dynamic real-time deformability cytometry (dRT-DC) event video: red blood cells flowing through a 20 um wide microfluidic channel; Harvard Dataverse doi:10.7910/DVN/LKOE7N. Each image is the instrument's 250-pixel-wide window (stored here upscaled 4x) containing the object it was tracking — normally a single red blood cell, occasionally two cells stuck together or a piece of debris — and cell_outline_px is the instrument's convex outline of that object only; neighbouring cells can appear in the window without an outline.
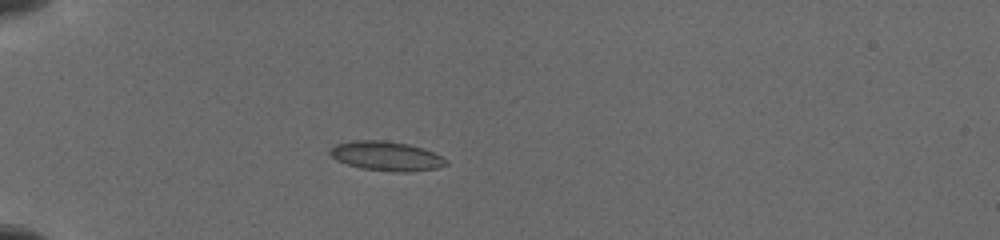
{"species": "common noctule bat (a hibernating species)", "species_latin": "Nyctalus noctula", "temperature_condition": "cold", "stored_images_in_passage": 21, "camera_frame_rate_fps": 3000, "um_per_image_px": 0.085, "animal": {"sex": "female", "body_mass_g": 19.5, "forearm_length_mm": 54.1}, "frame": {"image": 1, "passage_image": 8, "time_ms": 1.667, "image_size_px": [1000, 240], "cell_outline_px": [[448, 164], [436, 168], [408, 172], [392, 172], [360, 168], [336, 160], [328, 152], [328, 148], [336, 144], [352, 140], [384, 140], [408, 144], [432, 152], [448, 160]], "centroid_in_image_um": [32.79, 13.26], "position_along_channel_um": 52.2, "area_um2": 19.88}}
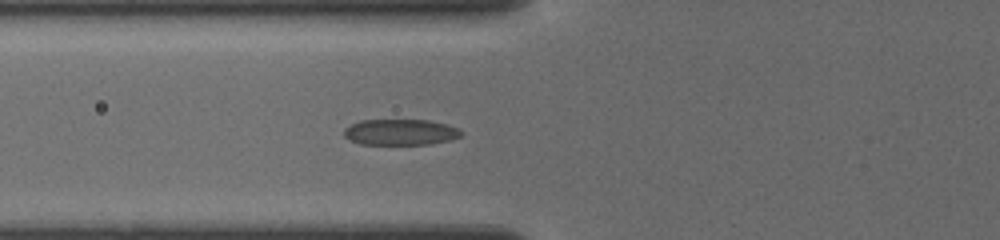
{"frame": {"image": 2, "passage_image": 13, "time_ms": 3.333, "image_size_px": [1000, 240], "cell_outline_px": [[464, 132], [460, 136], [452, 140], [432, 144], [360, 144], [348, 140], [344, 136], [344, 128], [360, 120], [428, 120], [448, 124]], "centroid_in_image_um": [34.04, 11.23], "position_along_channel_um": 91.8, "area_um2": 17.86}}
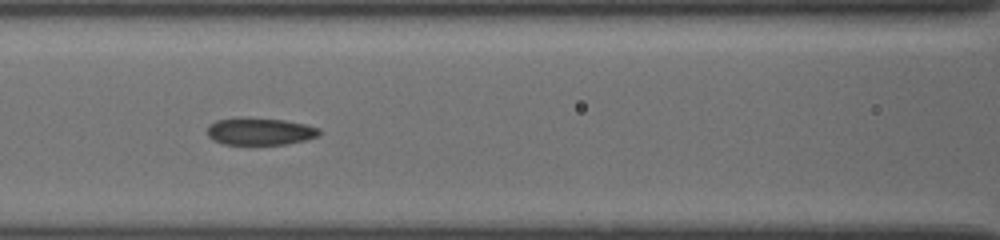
{"frame": {"image": 3, "passage_image": 18, "time_ms": 4.667, "image_size_px": [1000, 240], "cell_outline_px": [[320, 132], [316, 136], [308, 140], [288, 144], [224, 144], [212, 140], [208, 136], [208, 124], [216, 120], [284, 120], [304, 124], [320, 128]], "centroid_in_image_um": [22.13, 11.21], "position_along_channel_um": 144.5, "area_um2": 17.05}}